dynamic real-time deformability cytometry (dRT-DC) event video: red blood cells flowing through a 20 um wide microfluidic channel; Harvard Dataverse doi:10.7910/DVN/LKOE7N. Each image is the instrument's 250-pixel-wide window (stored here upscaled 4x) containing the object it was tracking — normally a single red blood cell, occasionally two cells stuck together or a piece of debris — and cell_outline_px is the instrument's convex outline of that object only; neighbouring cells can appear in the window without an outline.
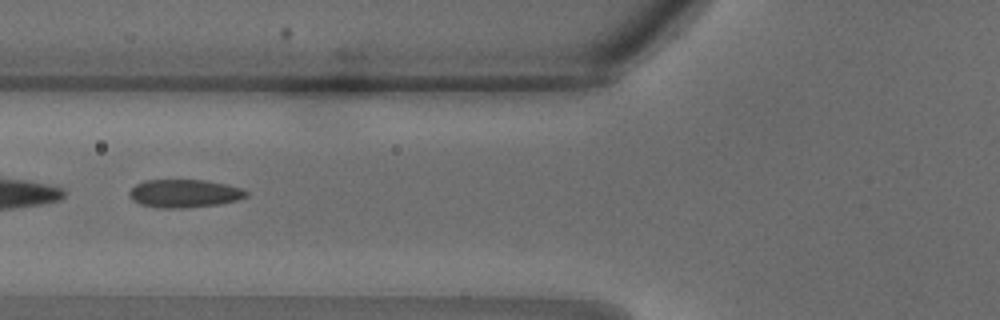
{"species": "common noctule bat (a hibernating species)", "species_latin": "Nyctalus noctula", "temperature_condition": "warm", "stored_images_in_passage": 23, "camera_frame_rate_fps": 3000, "um_per_image_px": 0.085, "animal": {"sex": "male", "body_mass_g": 18.8}, "frame": {"image": 1, "passage_image": 4, "time_ms": 1.0, "image_size_px": [1000, 320], "cell_outline_px": [[248, 196], [236, 200], [216, 204], [184, 208], [156, 208], [140, 204], [132, 200], [128, 196], [128, 192], [136, 184], [144, 180], [204, 180], [224, 184], [240, 188], [248, 192]], "centroid_in_image_um": [15.6, 16.45], "position_along_channel_um": 110.2, "area_um2": 19.07}}
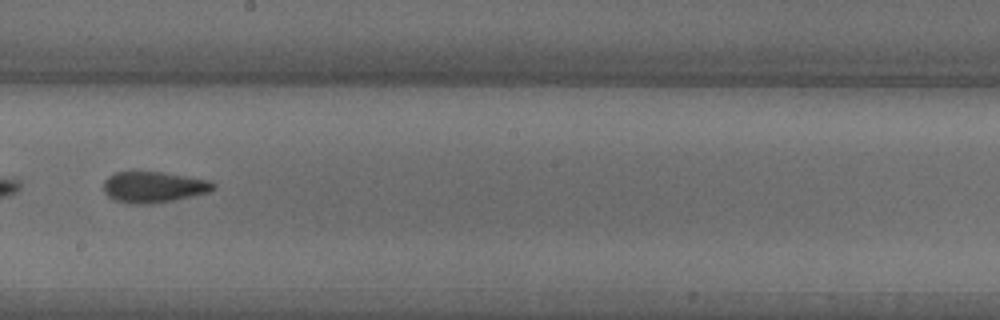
{"frame": {"image": 2, "passage_image": 10, "time_ms": 3.0, "image_size_px": [1000, 320], "cell_outline_px": [[216, 188], [208, 192], [172, 200], [148, 204], [128, 204], [112, 200], [104, 192], [104, 180], [108, 176], [116, 172], [164, 172], [212, 180], [216, 184]], "centroid_in_image_um": [13.05, 15.9], "position_along_channel_um": 235.1, "area_um2": 20.0}}
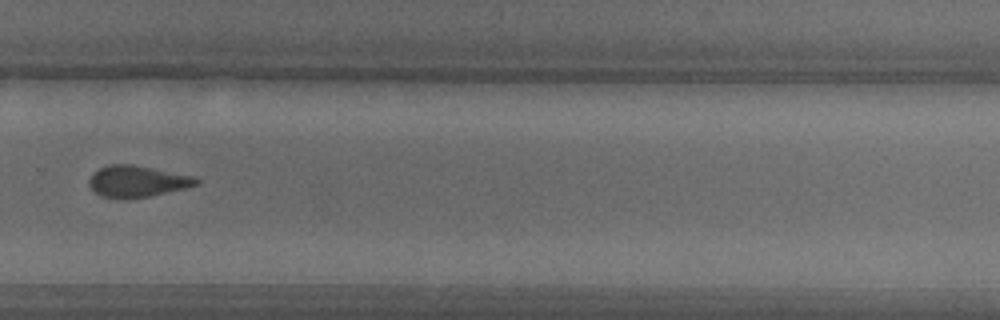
{"frame": {"image": 3, "passage_image": 14, "time_ms": 4.333, "image_size_px": [1000, 320], "cell_outline_px": [[200, 184], [184, 188], [148, 196], [100, 196], [88, 184], [88, 180], [100, 168], [108, 164], [132, 164], [192, 176], [200, 180]], "centroid_in_image_um": [11.68, 15.37], "position_along_channel_um": 318.1, "area_um2": 18.79}}